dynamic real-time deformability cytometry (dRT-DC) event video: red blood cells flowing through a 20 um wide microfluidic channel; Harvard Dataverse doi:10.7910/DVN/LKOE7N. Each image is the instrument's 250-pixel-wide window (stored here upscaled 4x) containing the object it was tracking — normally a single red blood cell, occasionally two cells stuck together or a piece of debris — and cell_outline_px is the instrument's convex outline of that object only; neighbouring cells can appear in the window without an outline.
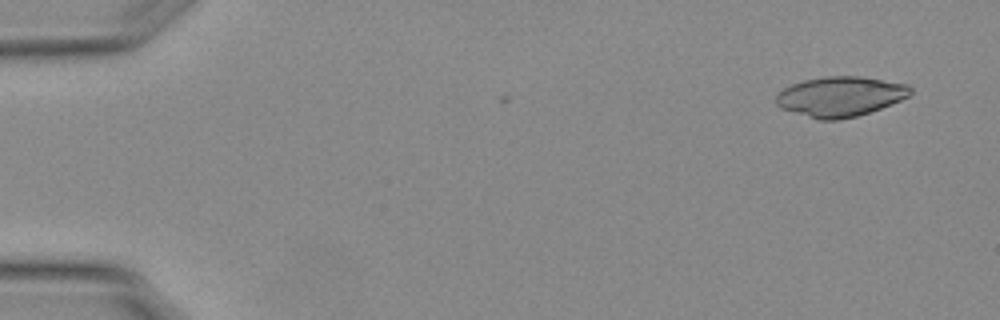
{"species": "Egyptian fruit bat (a non-hibernating species)", "species_latin": "Rousettus aegyptiacus", "temperature_condition": "warm", "stored_images_in_passage": 4, "camera_frame_rate_fps": 3000, "um_per_image_px": 0.085, "animal": {"sex": "female"}, "frame": {"image": 1, "passage_image": 4, "time_ms": 1.0, "image_size_px": [1000, 320], "cell_outline_px": [[912, 92], [908, 96], [900, 100], [880, 108], [856, 116], [840, 120], [820, 120], [780, 108], [776, 104], [776, 96], [784, 88], [792, 84], [804, 80], [824, 76], [860, 76], [908, 84], [912, 88]], "centroid_in_image_um": [71.42, 8.2], "position_along_channel_um": 13.6, "area_um2": 31.15}}